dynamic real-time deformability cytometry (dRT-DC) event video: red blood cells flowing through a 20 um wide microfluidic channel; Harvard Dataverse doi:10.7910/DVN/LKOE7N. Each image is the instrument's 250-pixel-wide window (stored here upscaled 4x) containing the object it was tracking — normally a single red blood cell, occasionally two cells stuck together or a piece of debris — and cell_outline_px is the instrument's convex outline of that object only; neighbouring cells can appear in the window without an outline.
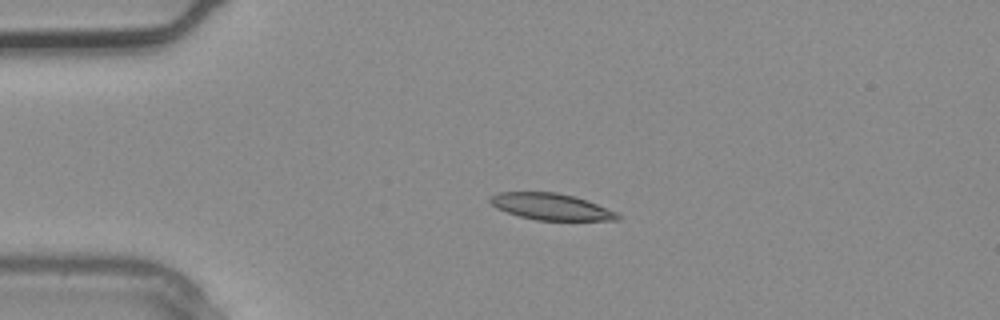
{"species": "common noctule bat (a hibernating species)", "species_latin": "Nyctalus noctula", "temperature_condition": "warm", "stored_images_in_passage": 3, "camera_frame_rate_fps": 3000, "um_per_image_px": 0.085, "animal": {"sex": "male", "body_mass_g": 20.4}, "frame": {"image": 1, "passage_image": 2, "time_ms": 0.333, "image_size_px": [1000, 320], "cell_outline_px": [[620, 220], [536, 220], [520, 216], [496, 208], [488, 200], [488, 196], [500, 192], [556, 192], [572, 196], [596, 204], [616, 212], [620, 216]], "centroid_in_image_um": [46.79, 17.56], "position_along_channel_um": 38.2, "area_um2": 19.42}}
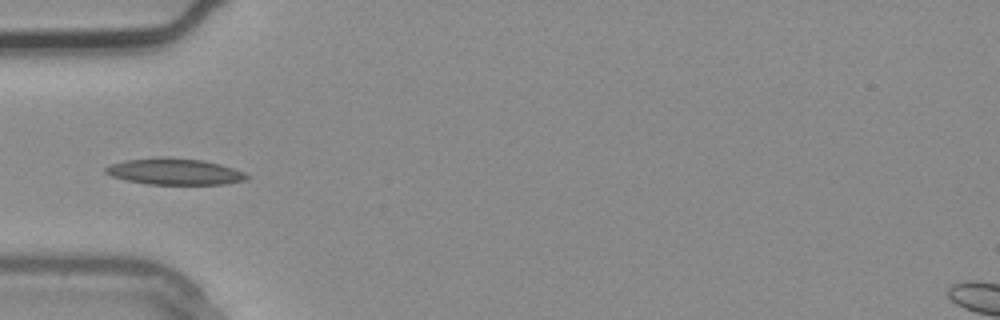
{"frame": {"image": 2, "passage_image": 3, "time_ms": 0.667, "image_size_px": [1000, 320], "cell_outline_px": [[248, 176], [244, 180], [220, 184], [148, 184], [128, 180], [112, 176], [104, 172], [104, 168], [108, 164], [124, 160], [156, 156], [168, 156], [204, 160], [220, 164], [244, 172]], "centroid_in_image_um": [14.76, 14.55], "position_along_channel_um": 70.2, "area_um2": 21.79}}